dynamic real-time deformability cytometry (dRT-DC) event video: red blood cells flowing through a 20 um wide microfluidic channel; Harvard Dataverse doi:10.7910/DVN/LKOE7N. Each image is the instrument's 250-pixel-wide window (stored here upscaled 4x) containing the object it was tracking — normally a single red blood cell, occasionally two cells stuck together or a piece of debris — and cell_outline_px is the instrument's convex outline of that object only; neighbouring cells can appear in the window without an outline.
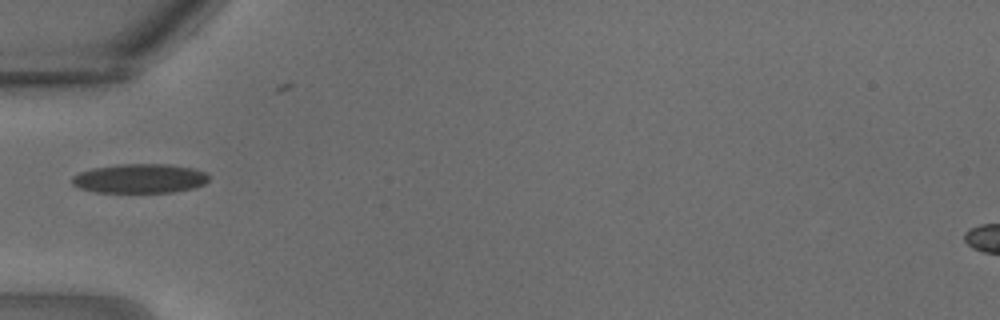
{"species": "common noctule bat (a hibernating species)", "species_latin": "Nyctalus noctula", "temperature_condition": "warm", "stored_images_in_passage": 13, "camera_frame_rate_fps": 3000, "um_per_image_px": 0.085, "animal": {"sex": "male", "body_mass_g": 18.8}, "frame": {"image": 1, "passage_image": 10, "time_ms": 3.0, "image_size_px": [1000, 320], "cell_outline_px": [[208, 180], [204, 184], [192, 188], [172, 192], [96, 192], [80, 188], [72, 184], [72, 176], [80, 172], [92, 168], [120, 164], [164, 164], [192, 168], [204, 172], [208, 176]], "centroid_in_image_um": [11.85, 15.17], "position_along_channel_um": 73.1, "area_um2": 23.12}}